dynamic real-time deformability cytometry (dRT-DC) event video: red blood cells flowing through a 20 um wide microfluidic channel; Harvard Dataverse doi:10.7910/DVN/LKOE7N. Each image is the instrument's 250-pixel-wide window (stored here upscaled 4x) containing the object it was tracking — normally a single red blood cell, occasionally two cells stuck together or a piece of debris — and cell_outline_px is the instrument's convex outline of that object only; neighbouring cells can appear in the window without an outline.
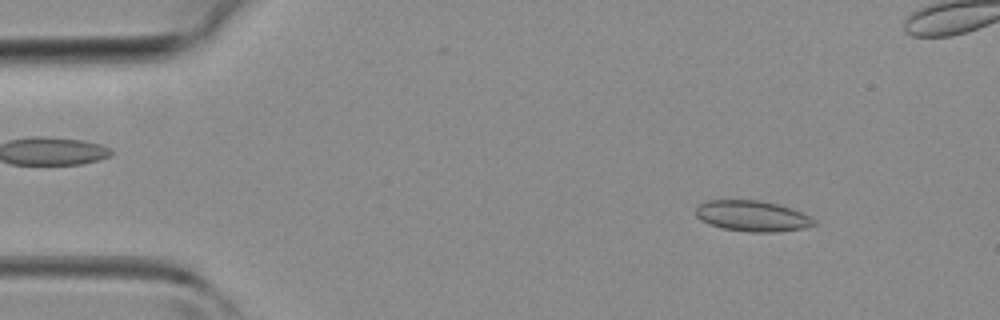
{"species": "common noctule bat (a hibernating species)", "species_latin": "Nyctalus noctula", "temperature_condition": "room temperature", "stored_images_in_passage": 11, "camera_frame_rate_fps": 3000, "um_per_image_px": 0.085, "animal": {"sex": "female", "body_mass_g": 19.3, "forearm_length_mm": 54.1}, "frame": {"image": 1, "passage_image": 4, "time_ms": 1.0, "image_size_px": [1000, 320], "cell_outline_px": [[816, 224], [804, 228], [776, 232], [748, 232], [720, 228], [708, 224], [700, 220], [696, 216], [696, 208], [700, 204], [708, 200], [760, 200], [792, 208], [816, 220]], "centroid_in_image_um": [63.92, 18.37], "position_along_channel_um": 21.1, "area_um2": 21.27}}